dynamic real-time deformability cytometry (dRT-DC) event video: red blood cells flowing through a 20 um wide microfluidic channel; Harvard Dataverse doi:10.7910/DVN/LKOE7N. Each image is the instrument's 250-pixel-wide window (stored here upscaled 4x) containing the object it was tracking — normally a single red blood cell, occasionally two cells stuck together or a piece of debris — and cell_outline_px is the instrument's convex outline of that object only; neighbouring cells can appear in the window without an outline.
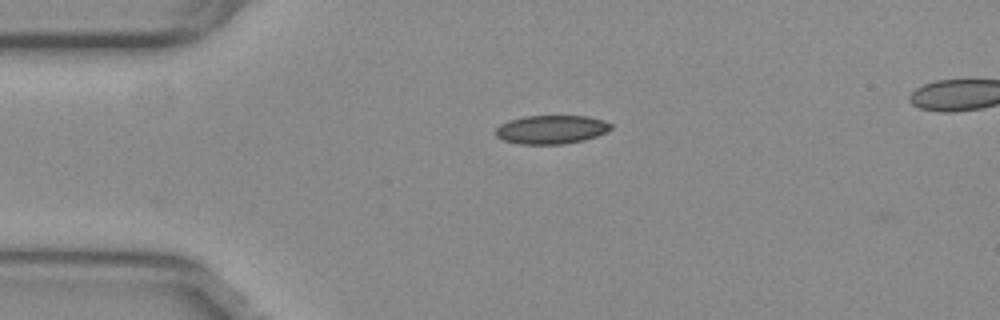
{"species": "common noctule bat (a hibernating species)", "species_latin": "Nyctalus noctula", "temperature_condition": "warm", "stored_images_in_passage": 46, "camera_frame_rate_fps": 3000, "um_per_image_px": 0.085, "animal": {"sex": "female", "body_mass_g": 29.2, "forearm_length_mm": 56.3}, "frame": {"image": 1, "passage_image": 1, "time_ms": 0.0, "image_size_px": [1000, 320], "cell_outline_px": [[612, 128], [608, 132], [584, 140], [564, 144], [520, 144], [504, 140], [496, 136], [496, 128], [500, 124], [508, 120], [524, 116], [588, 116], [604, 120], [612, 124]], "centroid_in_image_um": [46.88, 11.0], "position_along_channel_um": 38.1, "area_um2": 19.36}}
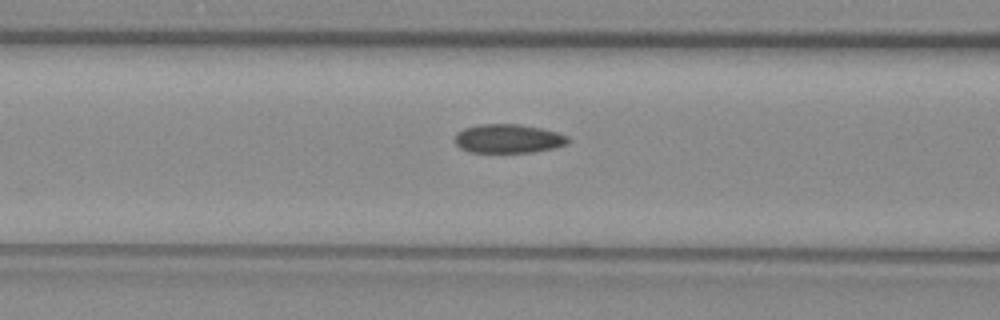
{"frame": {"image": 2, "passage_image": 10, "time_ms": 3.0, "image_size_px": [1000, 320], "cell_outline_px": [[572, 140], [568, 144], [556, 148], [532, 152], [468, 152], [460, 148], [456, 144], [456, 132], [464, 128], [480, 124], [520, 124], [540, 128], [556, 132], [568, 136]], "centroid_in_image_um": [43.23, 11.79], "position_along_channel_um": 123.4, "area_um2": 19.19}}
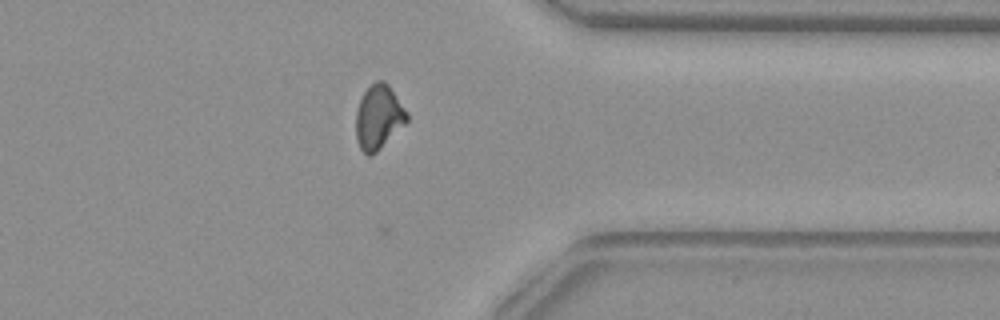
{"frame": {"image": 3, "passage_image": 31, "time_ms": 10.0, "image_size_px": [1000, 320], "cell_outline_px": [[408, 120], [372, 156], [368, 156], [360, 148], [356, 140], [356, 112], [360, 100], [364, 92], [376, 80], [384, 80], [388, 84], [408, 112]], "centroid_in_image_um": [32.17, 9.95], "position_along_channel_um": 379.2, "area_um2": 18.9}, "authors_computed_cell_mechanics": {"area_um2": 18.9295, "velocity_mm_per_s": 3.8041, "shape_relaxation_time_tau1_ms": null, "shape_relaxation_time_tau2_ms": 2.0811, "deformation_change_tau1": null, "deformation_change_tau2": 0.0682}}